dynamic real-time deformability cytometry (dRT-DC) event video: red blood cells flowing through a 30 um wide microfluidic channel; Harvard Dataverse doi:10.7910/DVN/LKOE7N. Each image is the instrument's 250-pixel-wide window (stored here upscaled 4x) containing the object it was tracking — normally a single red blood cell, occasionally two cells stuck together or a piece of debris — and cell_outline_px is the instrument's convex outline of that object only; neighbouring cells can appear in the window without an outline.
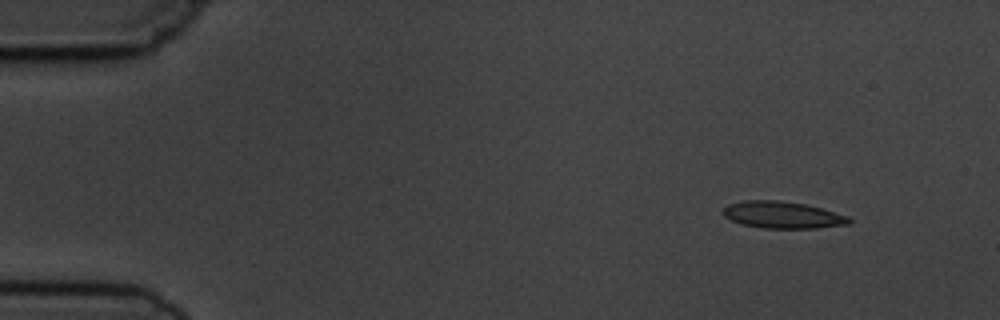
{"species": "common noctule bat (a hibernating species)", "species_latin": "Nyctalus noctula", "temperature_condition": "cold", "stored_images_in_passage": 5, "camera_frame_rate_fps": 3000, "um_per_image_px": 0.085, "animal": {"sex": "male", "body_mass_g": 19.5, "forearm_length_mm": 54.6}, "frame": {"image": 1, "passage_image": 1, "time_ms": 0.0, "image_size_px": [1000, 320], "cell_outline_px": [[852, 224], [816, 228], [764, 228], [744, 224], [732, 220], [724, 216], [720, 212], [728, 204], [744, 200], [776, 200], [804, 204], [820, 208], [848, 216], [852, 220]], "centroid_in_image_um": [66.52, 18.27], "position_along_channel_um": 18.5, "area_um2": 19.65}}
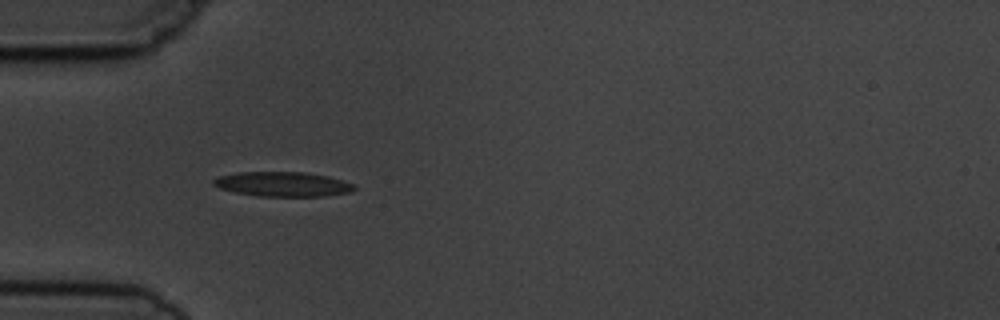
{"frame": {"image": 2, "passage_image": 4, "time_ms": 3.667, "image_size_px": [1000, 320], "cell_outline_px": [[356, 188], [352, 192], [324, 196], [260, 196], [232, 192], [220, 188], [212, 184], [212, 180], [220, 176], [240, 172], [304, 172], [328, 176], [344, 180], [356, 184]], "centroid_in_image_um": [24.08, 15.65], "position_along_channel_um": 60.9, "area_um2": 20.35}}
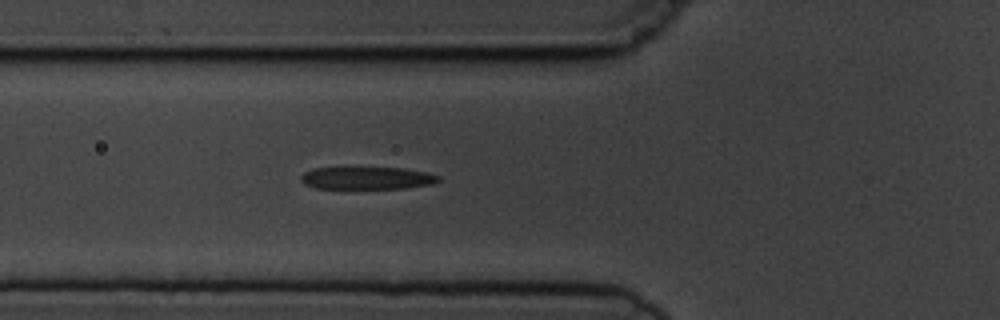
{"frame": {"image": 3, "passage_image": 5, "time_ms": 4.667, "image_size_px": [1000, 320], "cell_outline_px": [[440, 180], [436, 184], [404, 188], [316, 188], [304, 184], [300, 180], [300, 176], [304, 172], [312, 168], [404, 168], [424, 172], [440, 176]], "centroid_in_image_um": [31.2, 15.14], "position_along_channel_um": 94.6, "area_um2": 17.98}}